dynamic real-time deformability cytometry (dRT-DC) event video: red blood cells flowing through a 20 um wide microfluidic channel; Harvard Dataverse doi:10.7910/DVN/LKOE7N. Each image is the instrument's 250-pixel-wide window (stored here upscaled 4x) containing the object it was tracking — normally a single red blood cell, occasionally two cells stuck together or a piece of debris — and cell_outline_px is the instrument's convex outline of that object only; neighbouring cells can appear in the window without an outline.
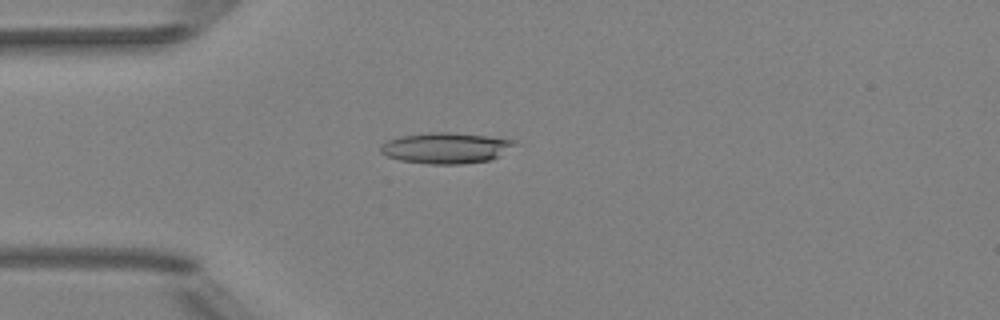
{"species": "Egyptian fruit bat (a non-hibernating species)", "species_latin": "Rousettus aegyptiacus", "temperature_condition": "room temperature", "stored_images_in_passage": 51, "camera_frame_rate_fps": 3000, "um_per_image_px": 0.085, "animal": {"sex": "female"}, "frame": {"image": 1, "passage_image": 14, "time_ms": 4.333, "image_size_px": [1000, 320], "cell_outline_px": [[520, 140], [516, 144], [500, 156], [488, 160], [464, 164], [428, 164], [400, 160], [388, 156], [380, 152], [380, 144], [388, 140], [404, 136], [432, 132], [448, 132], [488, 136]], "centroid_in_image_um": [37.94, 12.58], "position_along_channel_um": 47.1, "area_um2": 24.1}}
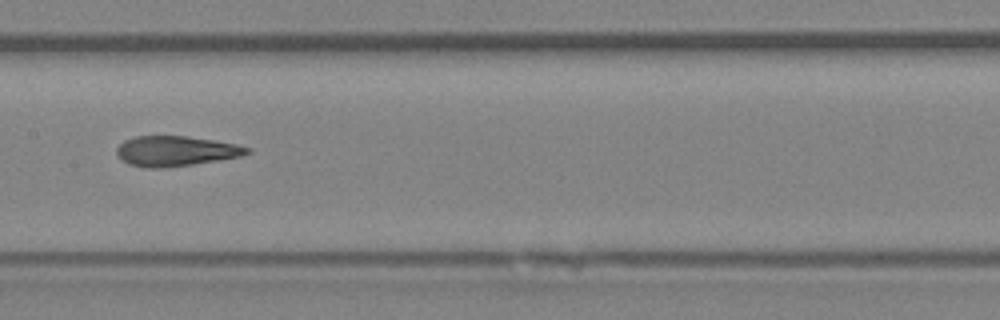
{"frame": {"image": 2, "passage_image": 26, "time_ms": 8.333, "image_size_px": [1000, 320], "cell_outline_px": [[252, 152], [240, 156], [192, 164], [160, 168], [144, 168], [128, 164], [116, 152], [116, 148], [124, 140], [136, 136], [188, 136], [236, 144], [252, 148]], "centroid_in_image_um": [14.94, 12.83], "position_along_channel_um": 192.5, "area_um2": 22.72}}
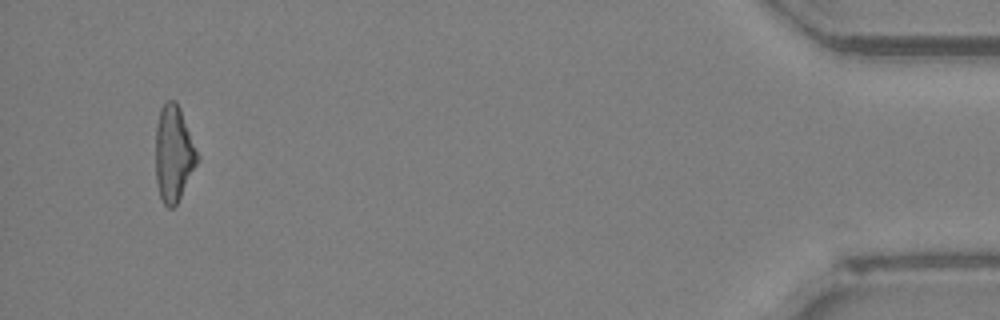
{"frame": {"image": 3, "passage_image": 49, "time_ms": 16.0, "image_size_px": [1000, 320], "cell_outline_px": [[200, 160], [176, 204], [172, 208], [168, 208], [164, 204], [160, 196], [156, 184], [156, 128], [160, 108], [168, 100], [176, 100], [180, 108]], "centroid_in_image_um": [14.75, 13.07], "position_along_channel_um": 420.4, "area_um2": 23.18}, "authors_computed_cell_mechanics": {"area_um2": 23.3512, "velocity_mm_per_s": 4.0067, "shape_relaxation_time_tau1_ms": 10.6522, "shape_relaxation_time_tau2_ms": 2.6254, "deformation_change_tau1": 0.2998, "deformation_change_tau2": 0.1411}}